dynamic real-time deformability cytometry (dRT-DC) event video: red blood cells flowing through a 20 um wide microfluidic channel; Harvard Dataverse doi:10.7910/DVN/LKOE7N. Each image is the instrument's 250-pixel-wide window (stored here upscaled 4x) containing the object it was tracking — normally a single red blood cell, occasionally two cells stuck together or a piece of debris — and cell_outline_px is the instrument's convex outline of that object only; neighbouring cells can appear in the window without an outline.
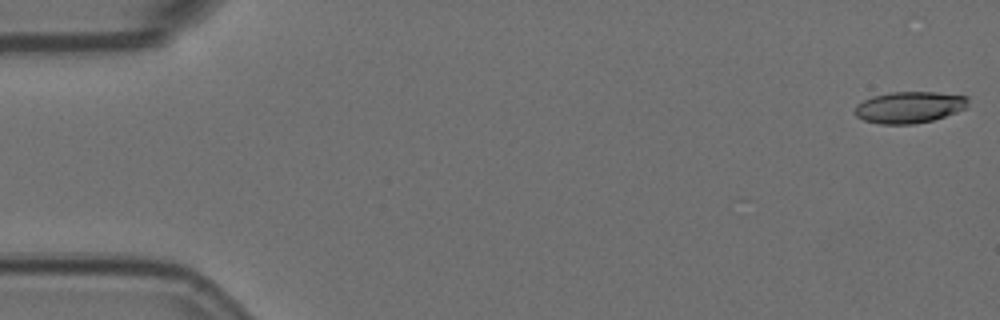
{"species": "Egyptian fruit bat (a non-hibernating species)", "species_latin": "Rousettus aegyptiacus", "temperature_condition": "room temperature", "stored_images_in_passage": 16, "camera_frame_rate_fps": 3000, "um_per_image_px": 0.085, "animal": {"sex": "female"}, "frame": {"image": 1, "passage_image": 1, "time_ms": 0.0, "image_size_px": [1000, 320], "cell_outline_px": [[968, 108], [932, 120], [912, 124], [880, 124], [864, 120], [856, 116], [856, 104], [872, 96], [892, 92], [936, 92], [968, 96]], "centroid_in_image_um": [77.32, 9.11], "position_along_channel_um": 7.7, "area_um2": 20.75}}
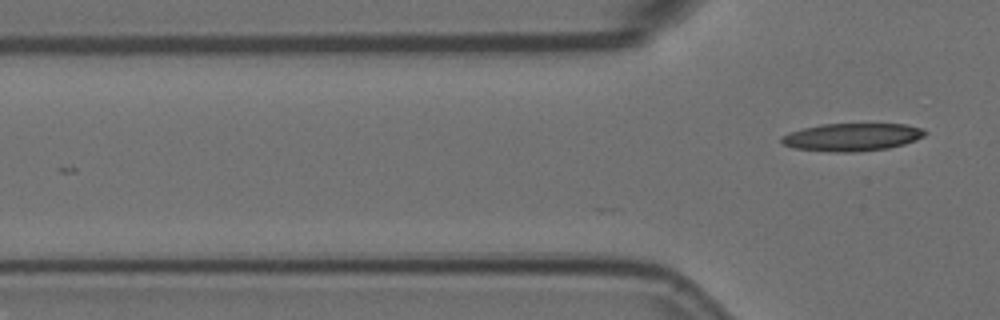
{"frame": {"image": 2, "passage_image": 16, "time_ms": 5.0, "image_size_px": [1000, 320], "cell_outline_px": [[928, 132], [924, 136], [916, 140], [904, 144], [888, 148], [856, 152], [828, 152], [792, 148], [784, 144], [780, 140], [780, 136], [788, 132], [820, 124], [904, 124], [924, 128]], "centroid_in_image_um": [72.41, 11.65], "position_along_channel_um": 53.4, "area_um2": 23.47}}